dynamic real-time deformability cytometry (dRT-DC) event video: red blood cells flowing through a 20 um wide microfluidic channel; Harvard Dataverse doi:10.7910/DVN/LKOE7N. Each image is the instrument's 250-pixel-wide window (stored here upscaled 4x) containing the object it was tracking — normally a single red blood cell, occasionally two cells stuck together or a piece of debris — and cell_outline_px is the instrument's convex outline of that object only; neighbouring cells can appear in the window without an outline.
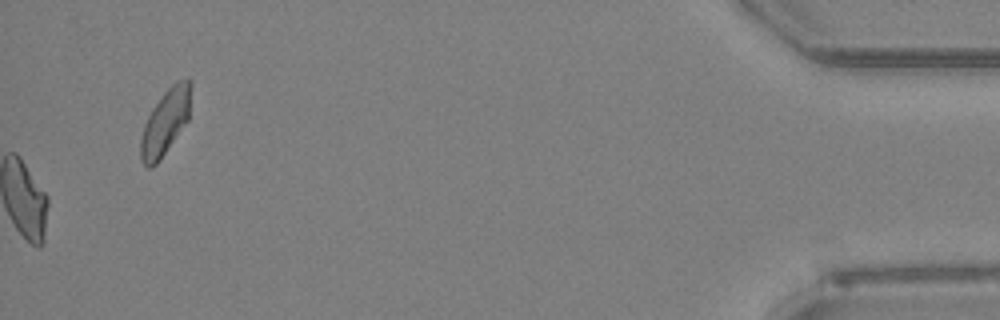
{"species": "Egyptian fruit bat (a non-hibernating species)", "species_latin": "Rousettus aegyptiacus", "temperature_condition": "room temperature", "stored_images_in_passage": 42, "camera_frame_rate_fps": 3000, "um_per_image_px": 0.085, "animal": {"sex": "female"}, "frame": {"image": 1, "passage_image": 42, "time_ms": 13.667, "image_size_px": [1000, 320], "cell_outline_px": [[192, 84], [188, 120], [156, 164], [152, 168], [148, 168], [140, 160], [140, 140], [144, 124], [152, 108], [164, 92], [176, 80], [192, 80]], "centroid_in_image_um": [14.04, 10.36], "position_along_channel_um": 421.2, "area_um2": 19.02}, "authors_computed_cell_mechanics": {"area_um2": 22.3108, "velocity_mm_per_s": 3.985, "shape_relaxation_time_tau1_ms": 8.4524, "shape_relaxation_time_tau2_ms": 1.2781, "deformation_change_tau1": 0.1835, "deformation_change_tau2": 0.07}}